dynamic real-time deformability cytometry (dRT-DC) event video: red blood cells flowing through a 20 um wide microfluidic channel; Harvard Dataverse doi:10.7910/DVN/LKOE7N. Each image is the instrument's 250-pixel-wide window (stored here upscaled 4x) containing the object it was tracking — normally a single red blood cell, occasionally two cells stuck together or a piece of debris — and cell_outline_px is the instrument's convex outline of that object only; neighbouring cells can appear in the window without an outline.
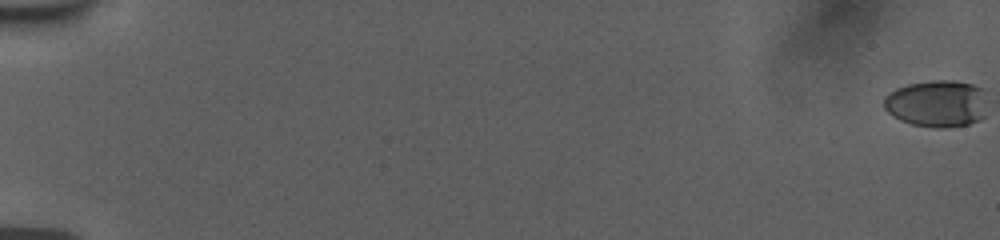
{"species": "human", "species_latin": "Homo sapiens", "temperature_condition": "room temperature", "stored_images_in_passage": 58, "camera_frame_rate_fps": 3000, "um_per_image_px": 0.085, "donor": {"sex": "female"}, "frame": {"image": 1, "passage_image": 1, "time_ms": 0.0, "image_size_px": [1000, 240], "cell_outline_px": [[984, 116], [968, 124], [944, 128], [936, 128], [912, 124], [900, 120], [892, 116], [884, 108], [884, 96], [896, 88], [908, 84], [932, 80], [952, 80], [972, 84], [984, 88]], "centroid_in_image_um": [79.61, 8.79], "position_along_channel_um": 5.4, "area_um2": 28.32}}
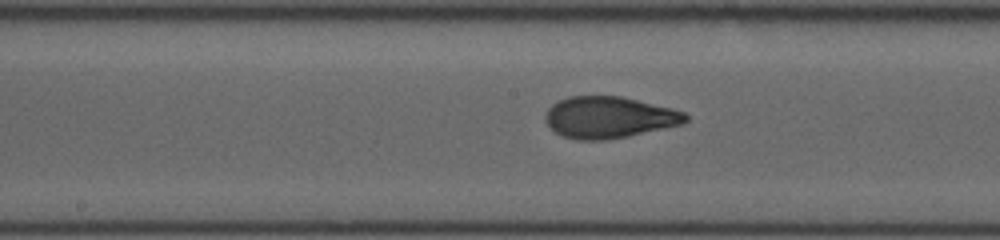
{"frame": {"image": 2, "passage_image": 33, "time_ms": 10.667, "image_size_px": [1000, 240], "cell_outline_px": [[688, 120], [684, 124], [628, 136], [604, 140], [576, 140], [564, 136], [548, 128], [544, 120], [544, 116], [548, 108], [552, 104], [568, 96], [620, 96], [672, 108], [684, 112], [688, 116]], "centroid_in_image_um": [51.75, 9.98], "position_along_channel_um": 196.5, "area_um2": 34.1}}
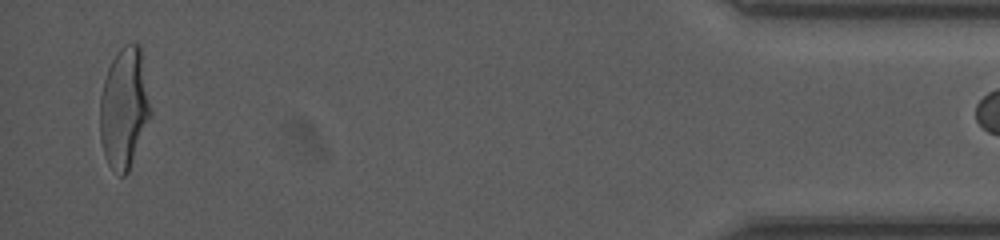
{"frame": {"image": 3, "passage_image": 57, "time_ms": 18.667, "image_size_px": [1000, 240], "cell_outline_px": [[152, 112], [128, 172], [124, 176], [120, 176], [108, 164], [104, 156], [100, 140], [100, 96], [104, 80], [108, 68], [112, 60], [120, 48], [124, 44], [140, 44], [152, 108]], "centroid_in_image_um": [10.56, 9.18], "position_along_channel_um": 424.6, "area_um2": 35.72}}